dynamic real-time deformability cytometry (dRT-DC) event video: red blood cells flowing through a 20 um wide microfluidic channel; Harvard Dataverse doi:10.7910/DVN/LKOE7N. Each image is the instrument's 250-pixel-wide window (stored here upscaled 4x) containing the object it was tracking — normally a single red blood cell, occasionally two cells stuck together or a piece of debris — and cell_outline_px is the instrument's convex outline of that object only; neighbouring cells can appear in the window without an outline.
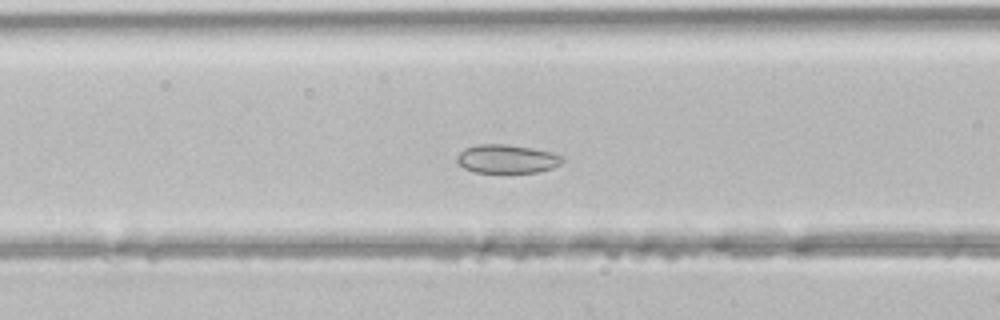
{"species": "common noctule bat (a hibernating species)", "species_latin": "Nyctalus noctula", "temperature_condition": "room temperature", "stored_images_in_passage": 36, "camera_frame_rate_fps": 3000, "um_per_image_px": 0.085, "animal": {"sex": "male", "body_mass_g": 21.5, "forearm_length_mm": 52.0}, "frame": {"image": 1, "passage_image": 7, "time_ms": 2.0, "image_size_px": [1000, 320], "cell_outline_px": [[564, 160], [560, 164], [552, 168], [536, 172], [476, 172], [464, 168], [456, 160], [456, 156], [464, 148], [476, 144], [504, 144], [532, 148], [552, 152], [564, 156]], "centroid_in_image_um": [43.09, 13.49], "position_along_channel_um": 123.5, "area_um2": 17.57}}
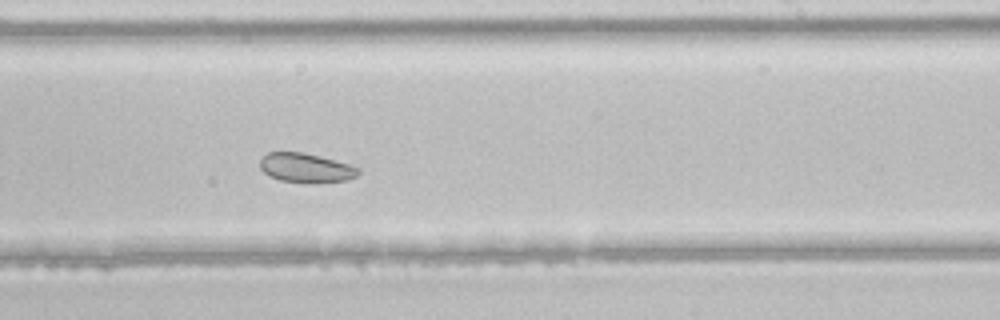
{"frame": {"image": 2, "passage_image": 17, "time_ms": 5.333, "image_size_px": [1000, 320], "cell_outline_px": [[360, 172], [356, 176], [348, 180], [312, 184], [308, 184], [280, 180], [264, 172], [260, 168], [260, 160], [268, 152], [304, 152], [320, 156], [348, 164], [360, 168]], "centroid_in_image_um": [26.03, 14.28], "position_along_channel_um": 263.0, "area_um2": 16.94}}
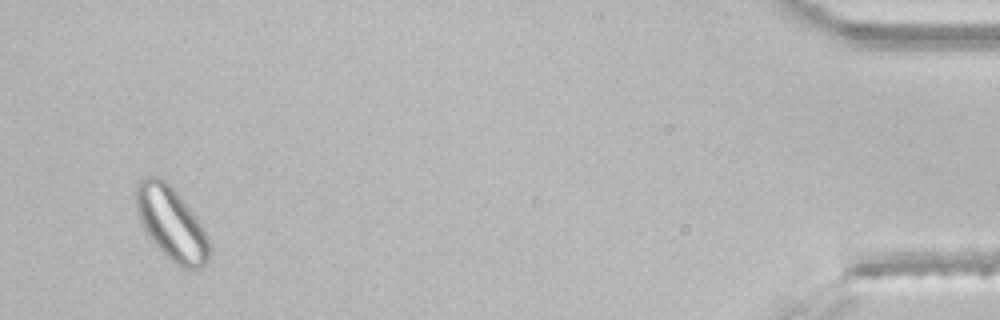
{"frame": {"image": 3, "passage_image": 34, "time_ms": 11.0, "image_size_px": [1000, 320], "cell_outline_px": [[208, 260], [200, 268], [180, 268], [148, 236], [140, 224], [136, 212], [136, 184], [140, 176], [156, 176], [164, 180], [180, 196], [196, 216], [208, 240]], "centroid_in_image_um": [14.51, 18.95], "position_along_channel_um": 420.7, "area_um2": 30.69}}